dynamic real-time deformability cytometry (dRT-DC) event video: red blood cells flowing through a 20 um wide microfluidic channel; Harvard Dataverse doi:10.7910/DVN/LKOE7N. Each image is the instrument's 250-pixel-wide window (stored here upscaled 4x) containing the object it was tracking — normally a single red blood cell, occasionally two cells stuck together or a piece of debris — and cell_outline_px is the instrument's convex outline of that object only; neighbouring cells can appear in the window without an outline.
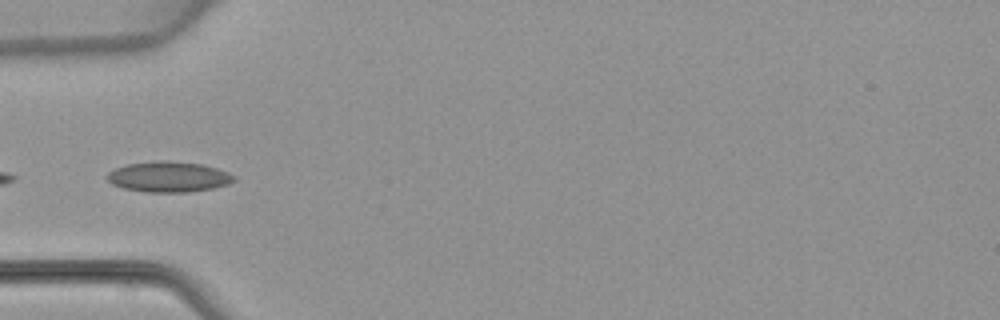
{"species": "common noctule bat (a hibernating species)", "species_latin": "Nyctalus noctula", "temperature_condition": "warm", "stored_images_in_passage": 1, "camera_frame_rate_fps": 3000, "um_per_image_px": 0.085, "animal": {"sex": "female", "body_mass_g": 22.7, "forearm_length_mm": 54.2}, "frame": {"image": 1, "passage_image": 1, "time_ms": 0.0, "image_size_px": [1000, 320], "cell_outline_px": [[236, 180], [228, 184], [212, 188], [188, 192], [144, 192], [124, 188], [112, 184], [104, 176], [108, 172], [116, 168], [128, 164], [168, 160], [200, 164], [216, 168], [236, 176]], "centroid_in_image_um": [14.32, 15.03], "position_along_channel_um": 70.7, "area_um2": 22.43}}